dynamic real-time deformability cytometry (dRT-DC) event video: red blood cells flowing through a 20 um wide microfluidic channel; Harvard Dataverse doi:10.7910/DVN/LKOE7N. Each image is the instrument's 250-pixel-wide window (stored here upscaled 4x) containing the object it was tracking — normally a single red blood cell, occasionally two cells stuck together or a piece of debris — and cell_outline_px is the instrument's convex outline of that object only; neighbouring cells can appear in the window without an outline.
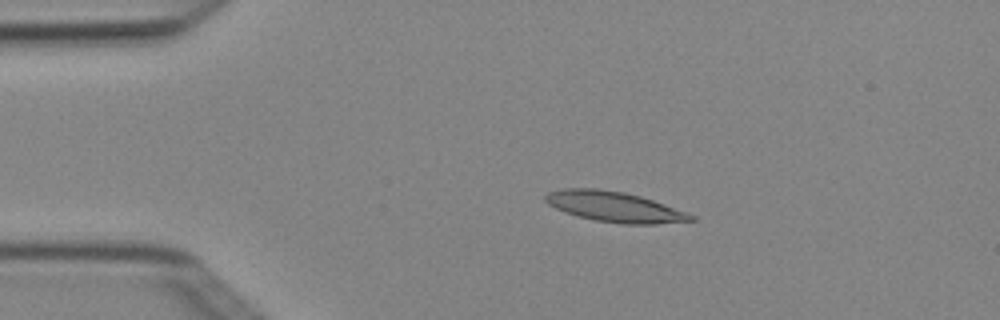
{"species": "Egyptian fruit bat (a non-hibernating species)", "species_latin": "Rousettus aegyptiacus", "temperature_condition": "cold", "stored_images_in_passage": 4, "camera_frame_rate_fps": 3000, "um_per_image_px": 0.085, "animal": {"sex": "female"}, "frame": {"image": 1, "passage_image": 3, "time_ms": 0.667, "image_size_px": [1000, 320], "cell_outline_px": [[696, 220], [656, 224], [624, 224], [596, 220], [576, 216], [564, 212], [548, 204], [544, 200], [544, 196], [548, 192], [564, 188], [596, 188], [624, 192], [640, 196], [688, 212], [696, 216]], "centroid_in_image_um": [52.23, 17.57], "position_along_channel_um": 32.8, "area_um2": 25.78}}